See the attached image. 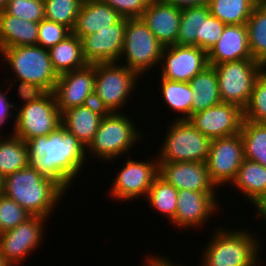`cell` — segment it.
<instances>
[{"label": "cell", "mask_w": 266, "mask_h": 266, "mask_svg": "<svg viewBox=\"0 0 266 266\" xmlns=\"http://www.w3.org/2000/svg\"><path fill=\"white\" fill-rule=\"evenodd\" d=\"M26 144L29 165L68 190L83 169L86 147L62 125L49 135L27 140Z\"/></svg>", "instance_id": "obj_1"}, {"label": "cell", "mask_w": 266, "mask_h": 266, "mask_svg": "<svg viewBox=\"0 0 266 266\" xmlns=\"http://www.w3.org/2000/svg\"><path fill=\"white\" fill-rule=\"evenodd\" d=\"M64 193L66 191L57 182L38 173L30 165L4 178L3 194L31 216L48 218Z\"/></svg>", "instance_id": "obj_2"}, {"label": "cell", "mask_w": 266, "mask_h": 266, "mask_svg": "<svg viewBox=\"0 0 266 266\" xmlns=\"http://www.w3.org/2000/svg\"><path fill=\"white\" fill-rule=\"evenodd\" d=\"M241 230H216L203 250L201 266H258L261 242Z\"/></svg>", "instance_id": "obj_3"}, {"label": "cell", "mask_w": 266, "mask_h": 266, "mask_svg": "<svg viewBox=\"0 0 266 266\" xmlns=\"http://www.w3.org/2000/svg\"><path fill=\"white\" fill-rule=\"evenodd\" d=\"M137 131L133 120L123 113H105L86 151L89 149V153L95 155V158L112 162L114 158L128 153L135 142L142 138V132Z\"/></svg>", "instance_id": "obj_4"}, {"label": "cell", "mask_w": 266, "mask_h": 266, "mask_svg": "<svg viewBox=\"0 0 266 266\" xmlns=\"http://www.w3.org/2000/svg\"><path fill=\"white\" fill-rule=\"evenodd\" d=\"M138 77L124 63H95L94 103L106 113L118 112L125 106L132 91L136 90Z\"/></svg>", "instance_id": "obj_5"}, {"label": "cell", "mask_w": 266, "mask_h": 266, "mask_svg": "<svg viewBox=\"0 0 266 266\" xmlns=\"http://www.w3.org/2000/svg\"><path fill=\"white\" fill-rule=\"evenodd\" d=\"M1 57L15 74L16 81H27L42 86L47 92H53L59 75L54 70L48 49L39 45L4 48Z\"/></svg>", "instance_id": "obj_6"}, {"label": "cell", "mask_w": 266, "mask_h": 266, "mask_svg": "<svg viewBox=\"0 0 266 266\" xmlns=\"http://www.w3.org/2000/svg\"><path fill=\"white\" fill-rule=\"evenodd\" d=\"M164 45L155 37L142 18H127L120 58L139 76L161 62Z\"/></svg>", "instance_id": "obj_7"}, {"label": "cell", "mask_w": 266, "mask_h": 266, "mask_svg": "<svg viewBox=\"0 0 266 266\" xmlns=\"http://www.w3.org/2000/svg\"><path fill=\"white\" fill-rule=\"evenodd\" d=\"M213 67L221 101L235 104L242 110L249 102L256 79L266 68L254 59L224 62Z\"/></svg>", "instance_id": "obj_8"}, {"label": "cell", "mask_w": 266, "mask_h": 266, "mask_svg": "<svg viewBox=\"0 0 266 266\" xmlns=\"http://www.w3.org/2000/svg\"><path fill=\"white\" fill-rule=\"evenodd\" d=\"M159 162H206L211 140L188 120H174L168 127Z\"/></svg>", "instance_id": "obj_9"}, {"label": "cell", "mask_w": 266, "mask_h": 266, "mask_svg": "<svg viewBox=\"0 0 266 266\" xmlns=\"http://www.w3.org/2000/svg\"><path fill=\"white\" fill-rule=\"evenodd\" d=\"M14 120L12 134L25 142L56 130L61 126V113L53 92H48L38 101L23 104Z\"/></svg>", "instance_id": "obj_10"}, {"label": "cell", "mask_w": 266, "mask_h": 266, "mask_svg": "<svg viewBox=\"0 0 266 266\" xmlns=\"http://www.w3.org/2000/svg\"><path fill=\"white\" fill-rule=\"evenodd\" d=\"M243 160V141L240 133L211 140L206 160L211 181L217 187L231 183Z\"/></svg>", "instance_id": "obj_11"}, {"label": "cell", "mask_w": 266, "mask_h": 266, "mask_svg": "<svg viewBox=\"0 0 266 266\" xmlns=\"http://www.w3.org/2000/svg\"><path fill=\"white\" fill-rule=\"evenodd\" d=\"M159 176V161H140L129 158L118 172L110 187L111 197L116 200H134L147 197L152 182Z\"/></svg>", "instance_id": "obj_12"}, {"label": "cell", "mask_w": 266, "mask_h": 266, "mask_svg": "<svg viewBox=\"0 0 266 266\" xmlns=\"http://www.w3.org/2000/svg\"><path fill=\"white\" fill-rule=\"evenodd\" d=\"M95 64L60 74L53 94L60 113L94 102Z\"/></svg>", "instance_id": "obj_13"}, {"label": "cell", "mask_w": 266, "mask_h": 266, "mask_svg": "<svg viewBox=\"0 0 266 266\" xmlns=\"http://www.w3.org/2000/svg\"><path fill=\"white\" fill-rule=\"evenodd\" d=\"M161 61V78L178 82H189L209 66L207 53L202 48L189 45L165 46Z\"/></svg>", "instance_id": "obj_14"}, {"label": "cell", "mask_w": 266, "mask_h": 266, "mask_svg": "<svg viewBox=\"0 0 266 266\" xmlns=\"http://www.w3.org/2000/svg\"><path fill=\"white\" fill-rule=\"evenodd\" d=\"M243 110L232 103L221 102L192 114L187 120L210 140L240 133Z\"/></svg>", "instance_id": "obj_15"}, {"label": "cell", "mask_w": 266, "mask_h": 266, "mask_svg": "<svg viewBox=\"0 0 266 266\" xmlns=\"http://www.w3.org/2000/svg\"><path fill=\"white\" fill-rule=\"evenodd\" d=\"M42 216H31L14 229L0 233V252L12 265H20L31 251H35L41 243L44 222Z\"/></svg>", "instance_id": "obj_16"}, {"label": "cell", "mask_w": 266, "mask_h": 266, "mask_svg": "<svg viewBox=\"0 0 266 266\" xmlns=\"http://www.w3.org/2000/svg\"><path fill=\"white\" fill-rule=\"evenodd\" d=\"M126 19L81 38L83 55L88 64L119 62L124 43Z\"/></svg>", "instance_id": "obj_17"}, {"label": "cell", "mask_w": 266, "mask_h": 266, "mask_svg": "<svg viewBox=\"0 0 266 266\" xmlns=\"http://www.w3.org/2000/svg\"><path fill=\"white\" fill-rule=\"evenodd\" d=\"M159 176L177 190L216 192L206 162H159Z\"/></svg>", "instance_id": "obj_18"}, {"label": "cell", "mask_w": 266, "mask_h": 266, "mask_svg": "<svg viewBox=\"0 0 266 266\" xmlns=\"http://www.w3.org/2000/svg\"><path fill=\"white\" fill-rule=\"evenodd\" d=\"M214 192L178 190L177 210L171 223L182 228L203 225L219 207Z\"/></svg>", "instance_id": "obj_19"}, {"label": "cell", "mask_w": 266, "mask_h": 266, "mask_svg": "<svg viewBox=\"0 0 266 266\" xmlns=\"http://www.w3.org/2000/svg\"><path fill=\"white\" fill-rule=\"evenodd\" d=\"M141 18L164 47L176 44L181 9L164 0H151Z\"/></svg>", "instance_id": "obj_20"}, {"label": "cell", "mask_w": 266, "mask_h": 266, "mask_svg": "<svg viewBox=\"0 0 266 266\" xmlns=\"http://www.w3.org/2000/svg\"><path fill=\"white\" fill-rule=\"evenodd\" d=\"M207 55L210 66L253 59L249 48L246 24L226 25L220 39Z\"/></svg>", "instance_id": "obj_21"}, {"label": "cell", "mask_w": 266, "mask_h": 266, "mask_svg": "<svg viewBox=\"0 0 266 266\" xmlns=\"http://www.w3.org/2000/svg\"><path fill=\"white\" fill-rule=\"evenodd\" d=\"M105 113L96 103L91 102L64 111L61 114V125L87 147Z\"/></svg>", "instance_id": "obj_22"}, {"label": "cell", "mask_w": 266, "mask_h": 266, "mask_svg": "<svg viewBox=\"0 0 266 266\" xmlns=\"http://www.w3.org/2000/svg\"><path fill=\"white\" fill-rule=\"evenodd\" d=\"M122 16L101 0H84L72 33L83 36L103 30L118 22Z\"/></svg>", "instance_id": "obj_23"}, {"label": "cell", "mask_w": 266, "mask_h": 266, "mask_svg": "<svg viewBox=\"0 0 266 266\" xmlns=\"http://www.w3.org/2000/svg\"><path fill=\"white\" fill-rule=\"evenodd\" d=\"M39 22L0 11V51L8 47L37 45Z\"/></svg>", "instance_id": "obj_24"}, {"label": "cell", "mask_w": 266, "mask_h": 266, "mask_svg": "<svg viewBox=\"0 0 266 266\" xmlns=\"http://www.w3.org/2000/svg\"><path fill=\"white\" fill-rule=\"evenodd\" d=\"M52 66L58 75L88 65L83 55L81 39L74 33L48 49Z\"/></svg>", "instance_id": "obj_25"}, {"label": "cell", "mask_w": 266, "mask_h": 266, "mask_svg": "<svg viewBox=\"0 0 266 266\" xmlns=\"http://www.w3.org/2000/svg\"><path fill=\"white\" fill-rule=\"evenodd\" d=\"M193 96L191 115L221 103L217 73L213 66H207L189 81Z\"/></svg>", "instance_id": "obj_26"}, {"label": "cell", "mask_w": 266, "mask_h": 266, "mask_svg": "<svg viewBox=\"0 0 266 266\" xmlns=\"http://www.w3.org/2000/svg\"><path fill=\"white\" fill-rule=\"evenodd\" d=\"M232 184L241 190L247 201L250 200L253 205L266 195V167L244 158Z\"/></svg>", "instance_id": "obj_27"}, {"label": "cell", "mask_w": 266, "mask_h": 266, "mask_svg": "<svg viewBox=\"0 0 266 266\" xmlns=\"http://www.w3.org/2000/svg\"><path fill=\"white\" fill-rule=\"evenodd\" d=\"M208 5L181 9L177 45L197 46L203 49V18L210 15Z\"/></svg>", "instance_id": "obj_28"}, {"label": "cell", "mask_w": 266, "mask_h": 266, "mask_svg": "<svg viewBox=\"0 0 266 266\" xmlns=\"http://www.w3.org/2000/svg\"><path fill=\"white\" fill-rule=\"evenodd\" d=\"M29 166L27 144L21 138L0 136V175L6 176Z\"/></svg>", "instance_id": "obj_29"}, {"label": "cell", "mask_w": 266, "mask_h": 266, "mask_svg": "<svg viewBox=\"0 0 266 266\" xmlns=\"http://www.w3.org/2000/svg\"><path fill=\"white\" fill-rule=\"evenodd\" d=\"M251 56L266 67V1H259L247 23Z\"/></svg>", "instance_id": "obj_30"}, {"label": "cell", "mask_w": 266, "mask_h": 266, "mask_svg": "<svg viewBox=\"0 0 266 266\" xmlns=\"http://www.w3.org/2000/svg\"><path fill=\"white\" fill-rule=\"evenodd\" d=\"M258 0H210L212 16L226 25L246 24Z\"/></svg>", "instance_id": "obj_31"}, {"label": "cell", "mask_w": 266, "mask_h": 266, "mask_svg": "<svg viewBox=\"0 0 266 266\" xmlns=\"http://www.w3.org/2000/svg\"><path fill=\"white\" fill-rule=\"evenodd\" d=\"M244 158L266 167V123L243 119L241 125Z\"/></svg>", "instance_id": "obj_32"}, {"label": "cell", "mask_w": 266, "mask_h": 266, "mask_svg": "<svg viewBox=\"0 0 266 266\" xmlns=\"http://www.w3.org/2000/svg\"><path fill=\"white\" fill-rule=\"evenodd\" d=\"M161 80V94L172 111L183 115L175 117V120H187L191 116L193 91L189 82Z\"/></svg>", "instance_id": "obj_33"}, {"label": "cell", "mask_w": 266, "mask_h": 266, "mask_svg": "<svg viewBox=\"0 0 266 266\" xmlns=\"http://www.w3.org/2000/svg\"><path fill=\"white\" fill-rule=\"evenodd\" d=\"M146 200L150 207L157 212L166 215L171 222L177 210L178 190L158 176L149 189Z\"/></svg>", "instance_id": "obj_34"}, {"label": "cell", "mask_w": 266, "mask_h": 266, "mask_svg": "<svg viewBox=\"0 0 266 266\" xmlns=\"http://www.w3.org/2000/svg\"><path fill=\"white\" fill-rule=\"evenodd\" d=\"M84 0H46L45 19L74 28L76 18Z\"/></svg>", "instance_id": "obj_35"}, {"label": "cell", "mask_w": 266, "mask_h": 266, "mask_svg": "<svg viewBox=\"0 0 266 266\" xmlns=\"http://www.w3.org/2000/svg\"><path fill=\"white\" fill-rule=\"evenodd\" d=\"M243 117L256 123H266V69L256 79Z\"/></svg>", "instance_id": "obj_36"}, {"label": "cell", "mask_w": 266, "mask_h": 266, "mask_svg": "<svg viewBox=\"0 0 266 266\" xmlns=\"http://www.w3.org/2000/svg\"><path fill=\"white\" fill-rule=\"evenodd\" d=\"M31 215L4 194L0 196V233L14 229Z\"/></svg>", "instance_id": "obj_37"}, {"label": "cell", "mask_w": 266, "mask_h": 266, "mask_svg": "<svg viewBox=\"0 0 266 266\" xmlns=\"http://www.w3.org/2000/svg\"><path fill=\"white\" fill-rule=\"evenodd\" d=\"M4 11L8 15L32 22L45 19L43 0H8Z\"/></svg>", "instance_id": "obj_38"}, {"label": "cell", "mask_w": 266, "mask_h": 266, "mask_svg": "<svg viewBox=\"0 0 266 266\" xmlns=\"http://www.w3.org/2000/svg\"><path fill=\"white\" fill-rule=\"evenodd\" d=\"M71 33L72 30L67 26L42 19L39 22L37 45L44 49H49L58 42L63 41Z\"/></svg>", "instance_id": "obj_39"}, {"label": "cell", "mask_w": 266, "mask_h": 266, "mask_svg": "<svg viewBox=\"0 0 266 266\" xmlns=\"http://www.w3.org/2000/svg\"><path fill=\"white\" fill-rule=\"evenodd\" d=\"M125 18H141L151 0H101Z\"/></svg>", "instance_id": "obj_40"}, {"label": "cell", "mask_w": 266, "mask_h": 266, "mask_svg": "<svg viewBox=\"0 0 266 266\" xmlns=\"http://www.w3.org/2000/svg\"><path fill=\"white\" fill-rule=\"evenodd\" d=\"M226 24L211 14L203 18V50L208 53L220 39Z\"/></svg>", "instance_id": "obj_41"}, {"label": "cell", "mask_w": 266, "mask_h": 266, "mask_svg": "<svg viewBox=\"0 0 266 266\" xmlns=\"http://www.w3.org/2000/svg\"><path fill=\"white\" fill-rule=\"evenodd\" d=\"M19 82L18 95L23 100V104L38 101L48 93L40 85L21 80Z\"/></svg>", "instance_id": "obj_42"}, {"label": "cell", "mask_w": 266, "mask_h": 266, "mask_svg": "<svg viewBox=\"0 0 266 266\" xmlns=\"http://www.w3.org/2000/svg\"><path fill=\"white\" fill-rule=\"evenodd\" d=\"M6 95V93L0 90V127H2L4 123H6L9 117H15V114L13 115V113H11L10 111L13 110V108H18L15 106V104L9 102Z\"/></svg>", "instance_id": "obj_43"}, {"label": "cell", "mask_w": 266, "mask_h": 266, "mask_svg": "<svg viewBox=\"0 0 266 266\" xmlns=\"http://www.w3.org/2000/svg\"><path fill=\"white\" fill-rule=\"evenodd\" d=\"M164 1L179 9L205 6L209 5L210 2V0H164Z\"/></svg>", "instance_id": "obj_44"}, {"label": "cell", "mask_w": 266, "mask_h": 266, "mask_svg": "<svg viewBox=\"0 0 266 266\" xmlns=\"http://www.w3.org/2000/svg\"><path fill=\"white\" fill-rule=\"evenodd\" d=\"M256 208V215L260 218H262L261 220H265L266 221V195H264L263 197H261L255 204H253Z\"/></svg>", "instance_id": "obj_45"}, {"label": "cell", "mask_w": 266, "mask_h": 266, "mask_svg": "<svg viewBox=\"0 0 266 266\" xmlns=\"http://www.w3.org/2000/svg\"><path fill=\"white\" fill-rule=\"evenodd\" d=\"M152 256V257H151ZM150 257L147 256L146 264L144 266H169V260L164 257L153 256ZM149 257V258H148Z\"/></svg>", "instance_id": "obj_46"}, {"label": "cell", "mask_w": 266, "mask_h": 266, "mask_svg": "<svg viewBox=\"0 0 266 266\" xmlns=\"http://www.w3.org/2000/svg\"><path fill=\"white\" fill-rule=\"evenodd\" d=\"M0 266H12L0 252Z\"/></svg>", "instance_id": "obj_47"}, {"label": "cell", "mask_w": 266, "mask_h": 266, "mask_svg": "<svg viewBox=\"0 0 266 266\" xmlns=\"http://www.w3.org/2000/svg\"><path fill=\"white\" fill-rule=\"evenodd\" d=\"M4 178L0 175V196L3 195Z\"/></svg>", "instance_id": "obj_48"}, {"label": "cell", "mask_w": 266, "mask_h": 266, "mask_svg": "<svg viewBox=\"0 0 266 266\" xmlns=\"http://www.w3.org/2000/svg\"><path fill=\"white\" fill-rule=\"evenodd\" d=\"M8 0H0V11L4 10Z\"/></svg>", "instance_id": "obj_49"}, {"label": "cell", "mask_w": 266, "mask_h": 266, "mask_svg": "<svg viewBox=\"0 0 266 266\" xmlns=\"http://www.w3.org/2000/svg\"><path fill=\"white\" fill-rule=\"evenodd\" d=\"M169 266H177L175 263H173V261L171 262L170 260H169ZM178 266H180L179 264H178Z\"/></svg>", "instance_id": "obj_50"}]
</instances>
